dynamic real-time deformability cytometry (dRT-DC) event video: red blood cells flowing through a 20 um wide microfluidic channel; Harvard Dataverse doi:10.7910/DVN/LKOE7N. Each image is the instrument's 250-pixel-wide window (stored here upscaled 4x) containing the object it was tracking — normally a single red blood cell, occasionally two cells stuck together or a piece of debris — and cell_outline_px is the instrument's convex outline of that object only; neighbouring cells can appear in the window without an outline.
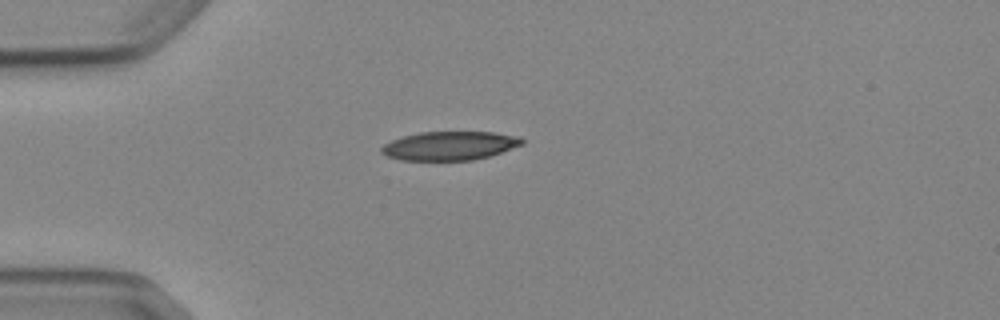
{"species": "Egyptian fruit bat (a non-hibernating species)", "species_latin": "Rousettus aegyptiacus", "temperature_condition": "cold", "stored_images_in_passage": 2, "camera_frame_rate_fps": 3000, "um_per_image_px": 0.085, "animal": {"sex": "female"}, "frame": {"image": 1, "passage_image": 2, "time_ms": 2.0, "image_size_px": [1000, 320], "cell_outline_px": [[524, 144], [488, 156], [472, 160], [400, 160], [388, 156], [380, 152], [380, 148], [384, 144], [392, 140], [404, 136], [420, 132], [492, 132], [520, 136], [524, 140]], "centroid_in_image_um": [38.22, 12.38], "position_along_channel_um": 46.8, "area_um2": 23.47}}